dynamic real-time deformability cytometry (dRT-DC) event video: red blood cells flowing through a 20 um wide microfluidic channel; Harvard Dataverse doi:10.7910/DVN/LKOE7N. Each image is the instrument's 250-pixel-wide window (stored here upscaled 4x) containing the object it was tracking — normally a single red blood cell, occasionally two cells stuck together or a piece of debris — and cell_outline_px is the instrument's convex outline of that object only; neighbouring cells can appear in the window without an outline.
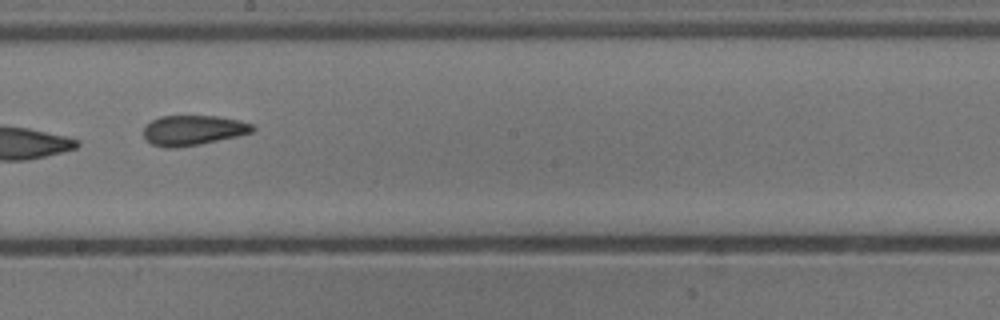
{"species": "common noctule bat (a hibernating species)", "species_latin": "Nyctalus noctula", "temperature_condition": "cold", "stored_images_in_passage": 14, "camera_frame_rate_fps": 3000, "um_per_image_px": 0.085, "animal": {"sex": "male", "body_mass_g": 13.3}, "frame": {"image": 1, "passage_image": 8, "time_ms": 2.333, "image_size_px": [1000, 320], "cell_outline_px": [[256, 128], [252, 132], [240, 136], [200, 144], [176, 148], [168, 148], [152, 144], [144, 136], [144, 124], [160, 116], [220, 116], [240, 120], [252, 124]], "centroid_in_image_um": [16.44, 11.07], "position_along_channel_um": 231.8, "area_um2": 19.25}}
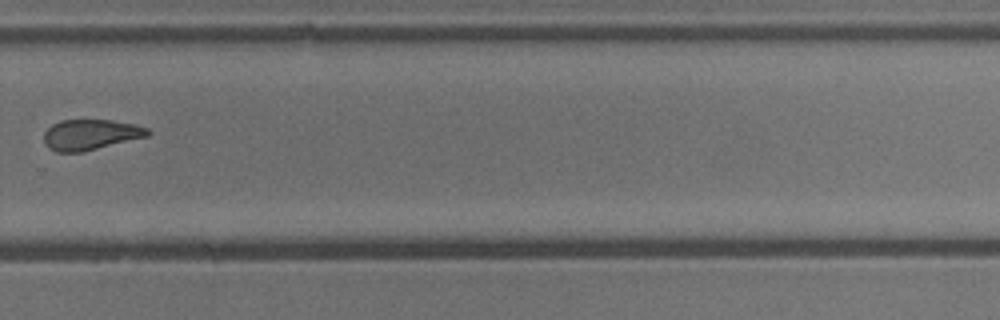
{"frame": {"image": 2, "passage_image": 10, "time_ms": 3.0, "image_size_px": [1000, 320], "cell_outline_px": [[152, 132], [148, 136], [80, 152], [56, 152], [48, 148], [44, 144], [44, 132], [52, 124], [60, 120], [112, 120], [136, 124], [148, 128]], "centroid_in_image_um": [7.69, 11.43], "position_along_channel_um": 322.1, "area_um2": 18.5}}
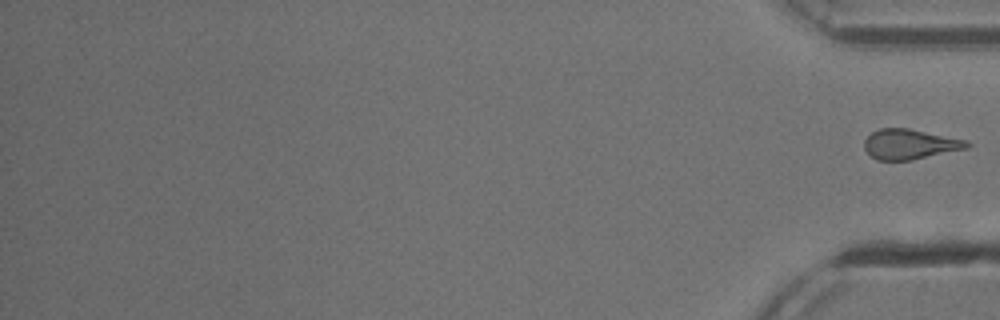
{"frame": {"image": 3, "passage_image": 14, "time_ms": 4.333, "image_size_px": [1000, 320], "cell_outline_px": [[972, 144], [968, 148], [912, 160], [876, 160], [864, 148], [864, 140], [872, 132], [880, 128], [908, 128], [968, 140]], "centroid_in_image_um": [77.36, 12.25], "position_along_channel_um": 357.8, "area_um2": 18.03}}